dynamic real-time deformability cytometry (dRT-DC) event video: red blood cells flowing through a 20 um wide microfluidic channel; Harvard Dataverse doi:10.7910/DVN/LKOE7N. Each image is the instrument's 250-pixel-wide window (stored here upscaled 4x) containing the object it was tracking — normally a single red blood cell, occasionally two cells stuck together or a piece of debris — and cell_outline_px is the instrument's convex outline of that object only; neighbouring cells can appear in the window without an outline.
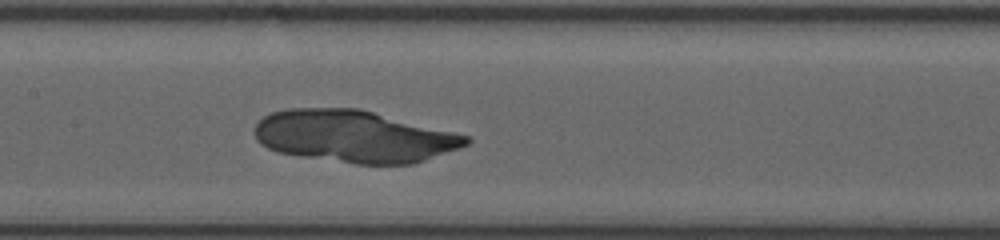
{"species": "human", "species_latin": "Homo sapiens", "temperature_condition": "room temperature", "stored_images_in_passage": 27, "camera_frame_rate_fps": 3000, "um_per_image_px": 0.085, "donor": {"sex": "female"}, "frame": {"image": 1, "passage_image": 9, "time_ms": 2.667, "image_size_px": [1000, 240], "cell_outline_px": [[472, 140], [468, 144], [460, 148], [412, 164], [356, 164], [300, 156], [280, 152], [268, 148], [260, 144], [256, 140], [256, 124], [264, 116], [272, 112], [288, 108], [356, 108], [468, 136]], "centroid_in_image_um": [30.07, 11.6], "position_along_channel_um": 177.3, "area_um2": 63.52}}